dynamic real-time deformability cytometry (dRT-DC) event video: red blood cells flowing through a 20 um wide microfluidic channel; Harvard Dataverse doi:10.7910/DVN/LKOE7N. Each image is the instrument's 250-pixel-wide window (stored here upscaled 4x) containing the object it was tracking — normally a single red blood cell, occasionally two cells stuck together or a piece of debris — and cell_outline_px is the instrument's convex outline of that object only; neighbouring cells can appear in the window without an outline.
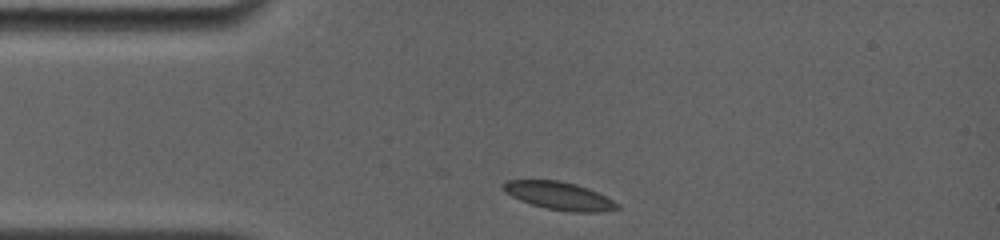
{"species": "common noctule bat (a hibernating species)", "species_latin": "Nyctalus noctula", "temperature_condition": "room temperature", "stored_images_in_passage": 18, "camera_frame_rate_fps": 4000, "um_per_image_px": 0.085, "animal": {"sex": "female", "body_mass_g": 19.0, "forearm_length_mm": 56.7}, "frame": {"image": 1, "passage_image": 1, "time_ms": 0.0, "image_size_px": [1000, 240], "cell_outline_px": [[620, 208], [600, 212], [568, 212], [544, 208], [520, 200], [512, 196], [504, 188], [504, 184], [508, 180], [560, 180], [576, 184], [588, 188], [620, 204]], "centroid_in_image_um": [47.58, 16.65], "position_along_channel_um": 37.4, "area_um2": 18.32}}
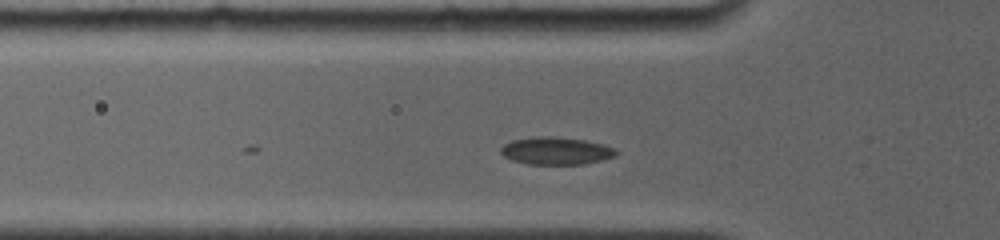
{"frame": {"image": 2, "passage_image": 4, "time_ms": 1.75, "image_size_px": [1000, 240], "cell_outline_px": [[620, 152], [616, 156], [584, 164], [528, 164], [512, 160], [504, 156], [500, 152], [500, 148], [504, 144], [512, 140], [532, 136], [556, 136], [584, 140], [616, 148]], "centroid_in_image_um": [47.26, 12.81], "position_along_channel_um": 78.5, "area_um2": 18.61}}
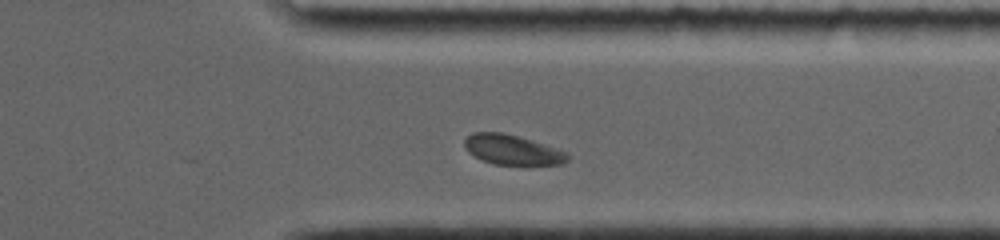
{"frame": {"image": 3, "passage_image": 18, "time_ms": 9.5, "image_size_px": [1000, 240], "cell_outline_px": [[568, 160], [560, 164], [492, 164], [468, 152], [464, 148], [464, 140], [472, 132], [504, 132], [520, 136], [568, 152]], "centroid_in_image_um": [43.52, 12.71], "position_along_channel_um": 367.9, "area_um2": 17.86}}